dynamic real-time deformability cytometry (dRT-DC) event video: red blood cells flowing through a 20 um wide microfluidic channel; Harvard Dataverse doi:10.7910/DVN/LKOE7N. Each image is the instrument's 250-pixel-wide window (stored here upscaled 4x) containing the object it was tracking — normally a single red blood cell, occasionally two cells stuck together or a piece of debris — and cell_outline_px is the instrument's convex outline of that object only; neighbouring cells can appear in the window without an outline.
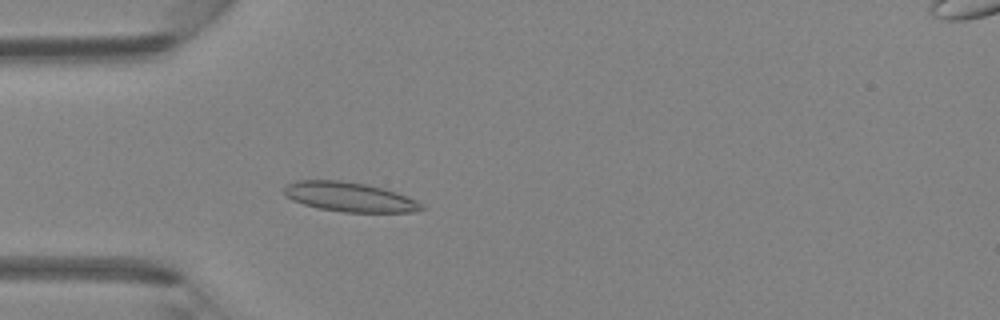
{"species": "Egyptian fruit bat (a non-hibernating species)", "species_latin": "Rousettus aegyptiacus", "temperature_condition": "room temperature", "stored_images_in_passage": 36, "camera_frame_rate_fps": 3000, "um_per_image_px": 0.085, "animal": {"sex": "female"}, "frame": {"image": 1, "passage_image": 4, "time_ms": 1.0, "image_size_px": [1000, 320], "cell_outline_px": [[424, 208], [416, 212], [344, 212], [320, 208], [304, 204], [292, 200], [284, 192], [284, 188], [288, 184], [296, 180], [340, 180], [364, 184], [384, 188], [408, 196], [424, 204]], "centroid_in_image_um": [29.75, 16.74], "position_along_channel_um": 55.2, "area_um2": 23.52}}
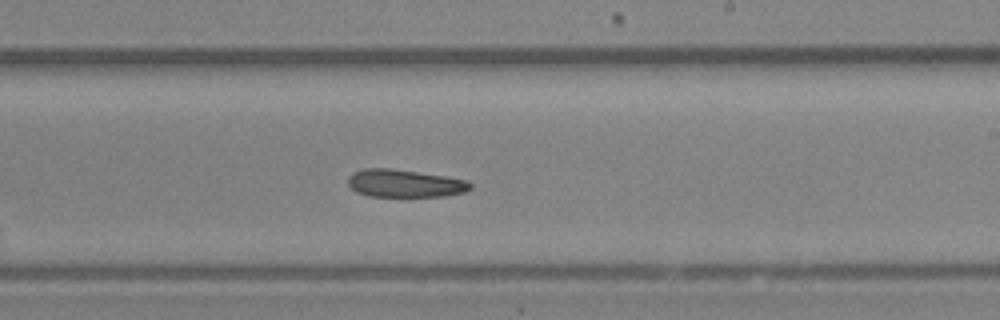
{"frame": {"image": 2, "passage_image": 18, "time_ms": 5.667, "image_size_px": [1000, 320], "cell_outline_px": [[472, 188], [464, 192], [444, 196], [368, 196], [356, 192], [348, 184], [348, 176], [352, 172], [364, 168], [388, 168], [444, 176], [468, 180], [472, 184]], "centroid_in_image_um": [34.38, 15.58], "position_along_channel_um": 254.6, "area_um2": 19.71}}
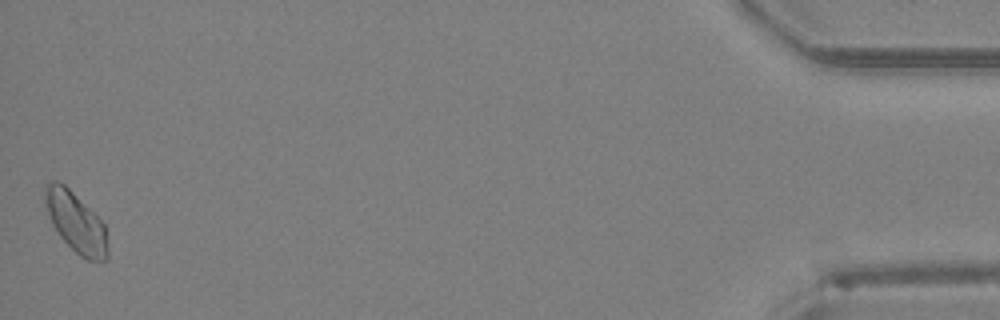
{"frame": {"image": 3, "passage_image": 36, "time_ms": 11.667, "image_size_px": [1000, 320], "cell_outline_px": [[108, 260], [88, 260], [80, 256], [60, 236], [52, 224], [44, 200], [44, 188], [52, 180], [56, 180], [64, 184], [104, 224], [108, 248]], "centroid_in_image_um": [6.44, 18.91], "position_along_channel_um": 428.8, "area_um2": 21.44}}